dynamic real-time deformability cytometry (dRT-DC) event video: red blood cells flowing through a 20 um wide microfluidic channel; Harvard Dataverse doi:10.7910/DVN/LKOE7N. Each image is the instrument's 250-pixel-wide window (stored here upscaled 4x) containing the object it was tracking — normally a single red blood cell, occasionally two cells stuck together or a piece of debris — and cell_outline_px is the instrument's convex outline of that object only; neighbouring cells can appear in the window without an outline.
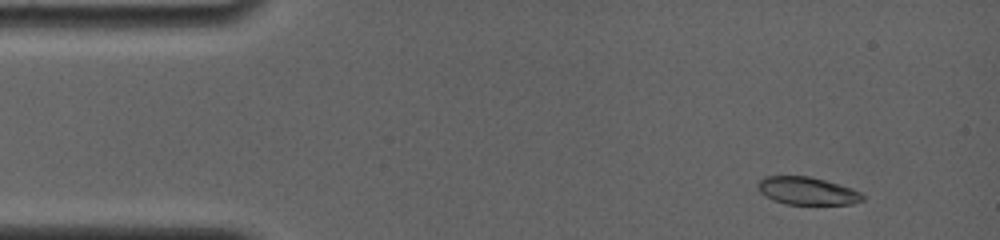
{"species": "common noctule bat (a hibernating species)", "species_latin": "Nyctalus noctula", "temperature_condition": "room temperature", "stored_images_in_passage": 34, "camera_frame_rate_fps": 4000, "um_per_image_px": 0.085, "animal": {"sex": "female", "body_mass_g": 19.0, "forearm_length_mm": 56.7}, "frame": {"image": 1, "passage_image": 3, "time_ms": 1.0, "image_size_px": [1000, 240], "cell_outline_px": [[864, 200], [852, 204], [784, 204], [772, 200], [764, 196], [760, 192], [756, 184], [764, 176], [808, 176], [840, 184], [852, 188], [860, 192], [864, 196]], "centroid_in_image_um": [68.59, 16.23], "position_along_channel_um": 16.4, "area_um2": 17.05}}
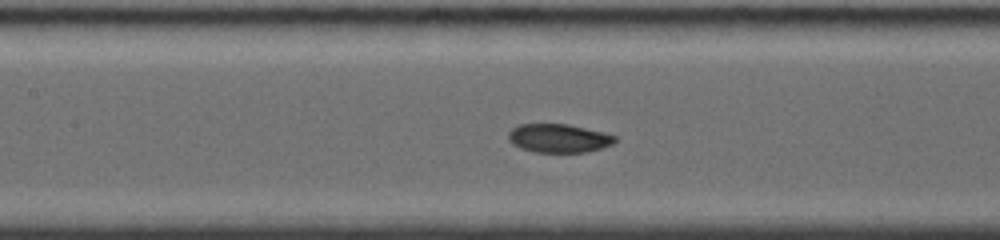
{"frame": {"image": 2, "passage_image": 17, "time_ms": 7.0, "image_size_px": [1000, 240], "cell_outline_px": [[616, 140], [612, 144], [588, 152], [536, 152], [520, 148], [512, 144], [508, 140], [508, 132], [512, 128], [520, 124], [568, 124], [604, 132], [616, 136]], "centroid_in_image_um": [47.47, 11.75], "position_along_channel_um": 159.9, "area_um2": 17.8}}
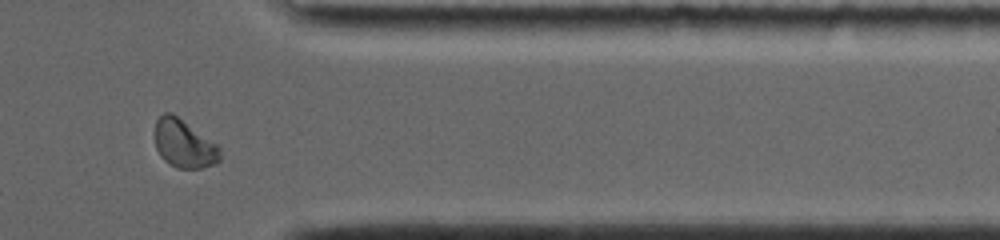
{"frame": {"image": 3, "passage_image": 30, "time_ms": 13.25, "image_size_px": [1000, 240], "cell_outline_px": [[220, 160], [204, 168], [176, 168], [164, 160], [160, 156], [156, 148], [152, 132], [156, 120], [164, 112], [172, 112], [216, 144], [220, 148]], "centroid_in_image_um": [15.57, 12.2], "position_along_channel_um": 395.8, "area_um2": 18.44}, "authors_computed_cell_mechanics": {"area_um2": 18.1203, "velocity_mm_per_s": 3.8035, "shape_relaxation_time_tau1_ms": null, "shape_relaxation_time_tau2_ms": 2.2344, "deformation_change_tau1": null, "deformation_change_tau2": 0.0394}}